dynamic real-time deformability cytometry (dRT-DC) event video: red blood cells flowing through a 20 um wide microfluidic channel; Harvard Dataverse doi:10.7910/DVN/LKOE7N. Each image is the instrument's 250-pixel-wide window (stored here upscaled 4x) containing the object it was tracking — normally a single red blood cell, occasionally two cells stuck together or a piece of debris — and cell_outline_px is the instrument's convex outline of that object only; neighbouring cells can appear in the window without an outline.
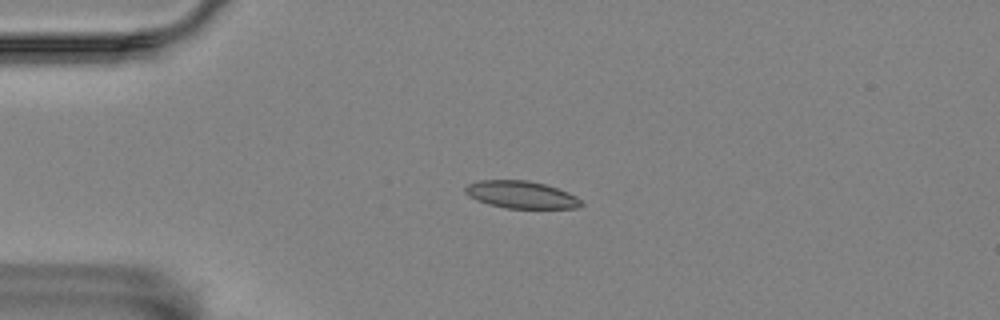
{"species": "Egyptian fruit bat (a non-hibernating species)", "species_latin": "Rousettus aegyptiacus", "temperature_condition": "room temperature", "stored_images_in_passage": 3, "camera_frame_rate_fps": 3000, "um_per_image_px": 0.085, "animal": {"sex": "female"}, "frame": {"image": 1, "passage_image": 1, "time_ms": 0.0, "image_size_px": [1000, 320], "cell_outline_px": [[584, 204], [580, 208], [504, 208], [488, 204], [476, 200], [468, 196], [464, 192], [464, 188], [468, 184], [480, 180], [528, 180], [544, 184], [568, 192], [576, 196]], "centroid_in_image_um": [44.28, 16.55], "position_along_channel_um": 40.7, "area_um2": 18.55}}
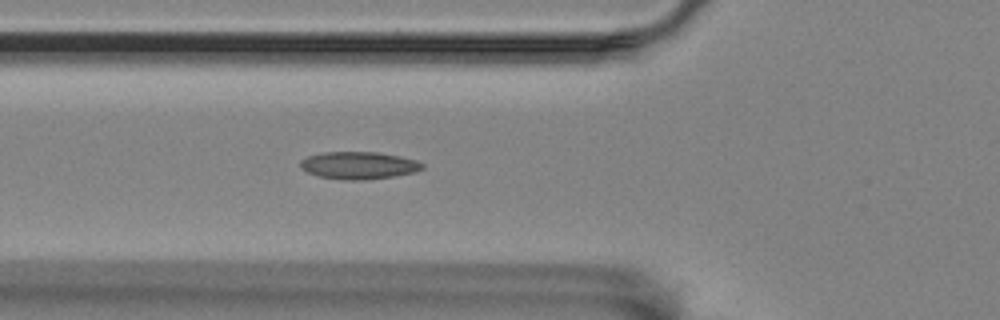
{"frame": {"image": 2, "passage_image": 3, "time_ms": 2.333, "image_size_px": [1000, 320], "cell_outline_px": [[424, 168], [416, 172], [396, 176], [368, 180], [344, 180], [320, 176], [308, 172], [300, 168], [300, 160], [308, 156], [324, 152], [376, 152], [400, 156], [416, 160], [424, 164]], "centroid_in_image_um": [30.52, 14.06], "position_along_channel_um": 95.3, "area_um2": 19.59}}